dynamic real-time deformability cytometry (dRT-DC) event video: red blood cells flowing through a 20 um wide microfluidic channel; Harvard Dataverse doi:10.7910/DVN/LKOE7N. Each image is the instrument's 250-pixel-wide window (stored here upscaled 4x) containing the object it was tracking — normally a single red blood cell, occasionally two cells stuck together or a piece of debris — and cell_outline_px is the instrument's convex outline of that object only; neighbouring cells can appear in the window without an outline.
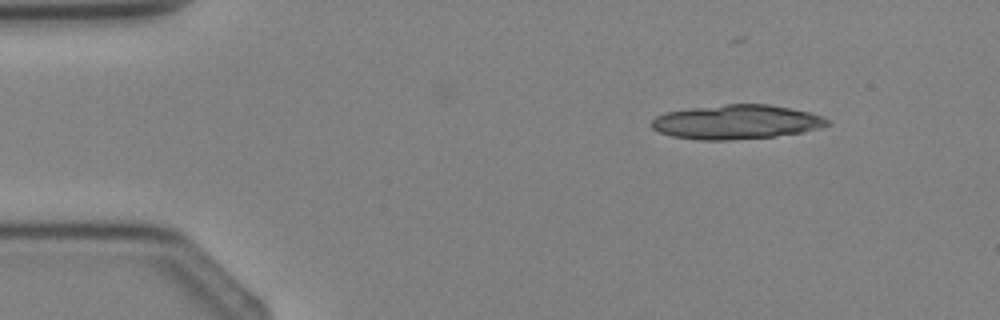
{"species": "Egyptian fruit bat (a non-hibernating species)", "species_latin": "Rousettus aegyptiacus", "temperature_condition": "cold", "stored_images_in_passage": 3, "camera_frame_rate_fps": 3000, "um_per_image_px": 0.085, "animal": {"sex": "female"}, "frame": {"image": 1, "passage_image": 1, "time_ms": 0.0, "image_size_px": [1000, 320], "cell_outline_px": [[832, 124], [820, 128], [800, 132], [776, 136], [732, 140], [696, 140], [672, 136], [660, 132], [652, 128], [652, 120], [656, 116], [664, 112], [692, 108], [724, 104], [768, 104], [808, 112], [820, 116], [828, 120]], "centroid_in_image_um": [62.57, 10.37], "position_along_channel_um": 22.4, "area_um2": 35.03}}